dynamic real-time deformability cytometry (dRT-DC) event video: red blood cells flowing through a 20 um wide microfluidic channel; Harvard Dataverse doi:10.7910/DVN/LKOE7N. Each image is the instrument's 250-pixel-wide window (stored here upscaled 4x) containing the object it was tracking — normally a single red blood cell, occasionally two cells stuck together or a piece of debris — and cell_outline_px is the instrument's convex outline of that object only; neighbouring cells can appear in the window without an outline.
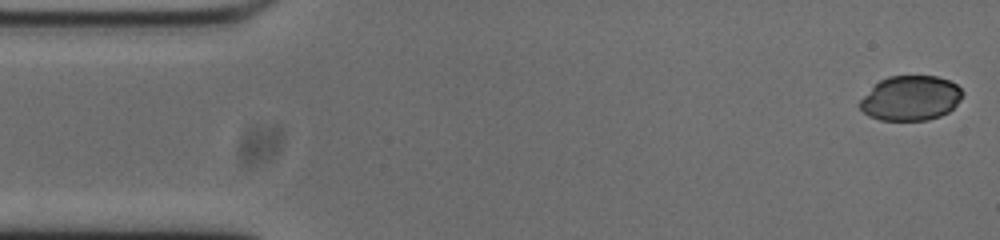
{"species": "common noctule bat (a hibernating species)", "species_latin": "Nyctalus noctula", "temperature_condition": "cold", "stored_images_in_passage": 15, "camera_frame_rate_fps": 3000, "um_per_image_px": 0.085, "animal": {"sex": "male", "body_mass_g": 20.0, "forearm_length_mm": 53.3}, "frame": {"image": 1, "passage_image": 1, "time_ms": 0.0, "image_size_px": [1000, 240], "cell_outline_px": [[964, 92], [960, 100], [948, 112], [940, 116], [928, 120], [880, 120], [868, 116], [860, 108], [860, 100], [880, 80], [888, 76], [936, 76], [948, 80], [956, 84]], "centroid_in_image_um": [77.42, 8.35], "position_along_channel_um": 7.6, "area_um2": 26.65}}
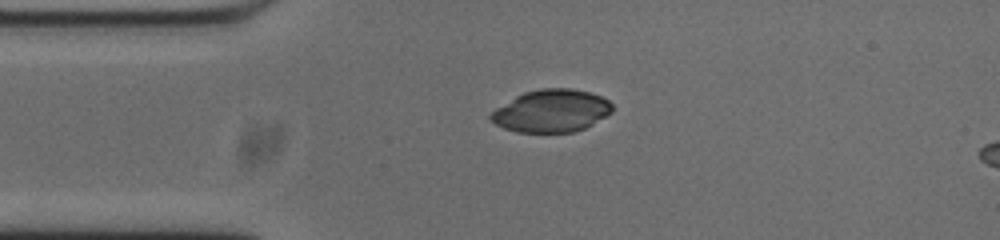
{"frame": {"image": 2, "passage_image": 11, "time_ms": 3.333, "image_size_px": [1000, 240], "cell_outline_px": [[612, 112], [592, 124], [584, 128], [572, 132], [516, 132], [504, 128], [496, 124], [488, 116], [496, 108], [516, 96], [524, 92], [540, 88], [572, 88], [588, 92], [600, 96], [608, 100], [612, 104]], "centroid_in_image_um": [46.86, 9.42], "position_along_channel_um": 38.1, "area_um2": 29.94}}